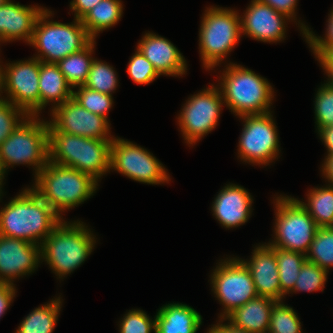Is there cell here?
Returning <instances> with one entry per match:
<instances>
[{"mask_svg": "<svg viewBox=\"0 0 333 333\" xmlns=\"http://www.w3.org/2000/svg\"><path fill=\"white\" fill-rule=\"evenodd\" d=\"M300 319L290 306L276 301L272 308L268 333H302Z\"/></svg>", "mask_w": 333, "mask_h": 333, "instance_id": "obj_32", "label": "cell"}, {"mask_svg": "<svg viewBox=\"0 0 333 333\" xmlns=\"http://www.w3.org/2000/svg\"><path fill=\"white\" fill-rule=\"evenodd\" d=\"M112 141L49 131V161L90 174L99 182L110 172Z\"/></svg>", "mask_w": 333, "mask_h": 333, "instance_id": "obj_3", "label": "cell"}, {"mask_svg": "<svg viewBox=\"0 0 333 333\" xmlns=\"http://www.w3.org/2000/svg\"><path fill=\"white\" fill-rule=\"evenodd\" d=\"M244 121L239 139L238 154L241 161L269 165L278 158L279 138L272 112L240 116Z\"/></svg>", "mask_w": 333, "mask_h": 333, "instance_id": "obj_11", "label": "cell"}, {"mask_svg": "<svg viewBox=\"0 0 333 333\" xmlns=\"http://www.w3.org/2000/svg\"><path fill=\"white\" fill-rule=\"evenodd\" d=\"M323 70H325V73L328 76L327 84L330 86H333V65H321Z\"/></svg>", "mask_w": 333, "mask_h": 333, "instance_id": "obj_47", "label": "cell"}, {"mask_svg": "<svg viewBox=\"0 0 333 333\" xmlns=\"http://www.w3.org/2000/svg\"><path fill=\"white\" fill-rule=\"evenodd\" d=\"M126 71L137 84H149L160 76L153 64L138 49L129 60Z\"/></svg>", "mask_w": 333, "mask_h": 333, "instance_id": "obj_37", "label": "cell"}, {"mask_svg": "<svg viewBox=\"0 0 333 333\" xmlns=\"http://www.w3.org/2000/svg\"><path fill=\"white\" fill-rule=\"evenodd\" d=\"M306 260L317 264L325 271L333 267V227H320L306 254Z\"/></svg>", "mask_w": 333, "mask_h": 333, "instance_id": "obj_30", "label": "cell"}, {"mask_svg": "<svg viewBox=\"0 0 333 333\" xmlns=\"http://www.w3.org/2000/svg\"><path fill=\"white\" fill-rule=\"evenodd\" d=\"M44 10L7 0L0 6V43L23 39L29 44L36 21Z\"/></svg>", "mask_w": 333, "mask_h": 333, "instance_id": "obj_20", "label": "cell"}, {"mask_svg": "<svg viewBox=\"0 0 333 333\" xmlns=\"http://www.w3.org/2000/svg\"><path fill=\"white\" fill-rule=\"evenodd\" d=\"M77 87L78 90L73 91V98L88 111L108 119L107 113L113 105L112 95L94 91L83 85Z\"/></svg>", "mask_w": 333, "mask_h": 333, "instance_id": "obj_33", "label": "cell"}, {"mask_svg": "<svg viewBox=\"0 0 333 333\" xmlns=\"http://www.w3.org/2000/svg\"><path fill=\"white\" fill-rule=\"evenodd\" d=\"M243 14L240 16L241 34L269 43L285 39V20H291L286 15L259 0H251Z\"/></svg>", "mask_w": 333, "mask_h": 333, "instance_id": "obj_17", "label": "cell"}, {"mask_svg": "<svg viewBox=\"0 0 333 333\" xmlns=\"http://www.w3.org/2000/svg\"><path fill=\"white\" fill-rule=\"evenodd\" d=\"M49 131H59L91 139L113 140L109 120L82 107L73 97L51 109ZM111 137H110V136Z\"/></svg>", "mask_w": 333, "mask_h": 333, "instance_id": "obj_15", "label": "cell"}, {"mask_svg": "<svg viewBox=\"0 0 333 333\" xmlns=\"http://www.w3.org/2000/svg\"><path fill=\"white\" fill-rule=\"evenodd\" d=\"M1 194H3V193H2V189L0 188V196H2ZM0 199H1V197H0Z\"/></svg>", "mask_w": 333, "mask_h": 333, "instance_id": "obj_51", "label": "cell"}, {"mask_svg": "<svg viewBox=\"0 0 333 333\" xmlns=\"http://www.w3.org/2000/svg\"><path fill=\"white\" fill-rule=\"evenodd\" d=\"M274 253L278 265L282 301L285 295L292 293L302 265L306 261V255L279 247H274Z\"/></svg>", "mask_w": 333, "mask_h": 333, "instance_id": "obj_28", "label": "cell"}, {"mask_svg": "<svg viewBox=\"0 0 333 333\" xmlns=\"http://www.w3.org/2000/svg\"><path fill=\"white\" fill-rule=\"evenodd\" d=\"M155 320V333H196L202 325L200 313L182 303L163 305Z\"/></svg>", "mask_w": 333, "mask_h": 333, "instance_id": "obj_22", "label": "cell"}, {"mask_svg": "<svg viewBox=\"0 0 333 333\" xmlns=\"http://www.w3.org/2000/svg\"><path fill=\"white\" fill-rule=\"evenodd\" d=\"M212 204L217 221L228 229L245 224L252 213L253 198L242 186L226 184Z\"/></svg>", "mask_w": 333, "mask_h": 333, "instance_id": "obj_19", "label": "cell"}, {"mask_svg": "<svg viewBox=\"0 0 333 333\" xmlns=\"http://www.w3.org/2000/svg\"><path fill=\"white\" fill-rule=\"evenodd\" d=\"M32 189L60 216L89 199L98 181L90 174L64 167L50 161L35 177Z\"/></svg>", "mask_w": 333, "mask_h": 333, "instance_id": "obj_2", "label": "cell"}, {"mask_svg": "<svg viewBox=\"0 0 333 333\" xmlns=\"http://www.w3.org/2000/svg\"><path fill=\"white\" fill-rule=\"evenodd\" d=\"M241 36L237 11L222 7H208L199 30V52L206 69L219 66L233 50Z\"/></svg>", "mask_w": 333, "mask_h": 333, "instance_id": "obj_8", "label": "cell"}, {"mask_svg": "<svg viewBox=\"0 0 333 333\" xmlns=\"http://www.w3.org/2000/svg\"><path fill=\"white\" fill-rule=\"evenodd\" d=\"M0 63H1V62H0ZM0 92L3 93V92L1 91V64H0ZM1 93H0V96L2 95ZM1 98H2V96L0 97V99H1Z\"/></svg>", "mask_w": 333, "mask_h": 333, "instance_id": "obj_49", "label": "cell"}, {"mask_svg": "<svg viewBox=\"0 0 333 333\" xmlns=\"http://www.w3.org/2000/svg\"><path fill=\"white\" fill-rule=\"evenodd\" d=\"M308 203L301 204L320 227H333V186L313 188L307 194Z\"/></svg>", "mask_w": 333, "mask_h": 333, "instance_id": "obj_29", "label": "cell"}, {"mask_svg": "<svg viewBox=\"0 0 333 333\" xmlns=\"http://www.w3.org/2000/svg\"><path fill=\"white\" fill-rule=\"evenodd\" d=\"M61 301L62 298L58 297L35 308L23 319L15 333H52L61 311Z\"/></svg>", "mask_w": 333, "mask_h": 333, "instance_id": "obj_26", "label": "cell"}, {"mask_svg": "<svg viewBox=\"0 0 333 333\" xmlns=\"http://www.w3.org/2000/svg\"><path fill=\"white\" fill-rule=\"evenodd\" d=\"M317 60L321 65H333V47L328 48Z\"/></svg>", "mask_w": 333, "mask_h": 333, "instance_id": "obj_46", "label": "cell"}, {"mask_svg": "<svg viewBox=\"0 0 333 333\" xmlns=\"http://www.w3.org/2000/svg\"><path fill=\"white\" fill-rule=\"evenodd\" d=\"M223 104L222 93L215 85L208 86L186 101L178 116L185 143L193 146L217 126Z\"/></svg>", "mask_w": 333, "mask_h": 333, "instance_id": "obj_13", "label": "cell"}, {"mask_svg": "<svg viewBox=\"0 0 333 333\" xmlns=\"http://www.w3.org/2000/svg\"><path fill=\"white\" fill-rule=\"evenodd\" d=\"M27 116L28 114L23 109L6 99H0V144Z\"/></svg>", "mask_w": 333, "mask_h": 333, "instance_id": "obj_36", "label": "cell"}, {"mask_svg": "<svg viewBox=\"0 0 333 333\" xmlns=\"http://www.w3.org/2000/svg\"><path fill=\"white\" fill-rule=\"evenodd\" d=\"M240 260L249 269L258 296L281 301V286L274 247L260 244L254 247L250 260Z\"/></svg>", "mask_w": 333, "mask_h": 333, "instance_id": "obj_18", "label": "cell"}, {"mask_svg": "<svg viewBox=\"0 0 333 333\" xmlns=\"http://www.w3.org/2000/svg\"><path fill=\"white\" fill-rule=\"evenodd\" d=\"M16 288L14 284L0 283V318L10 307L15 297Z\"/></svg>", "mask_w": 333, "mask_h": 333, "instance_id": "obj_41", "label": "cell"}, {"mask_svg": "<svg viewBox=\"0 0 333 333\" xmlns=\"http://www.w3.org/2000/svg\"><path fill=\"white\" fill-rule=\"evenodd\" d=\"M83 86L100 93L112 95L118 86L117 73L112 66L94 58Z\"/></svg>", "mask_w": 333, "mask_h": 333, "instance_id": "obj_31", "label": "cell"}, {"mask_svg": "<svg viewBox=\"0 0 333 333\" xmlns=\"http://www.w3.org/2000/svg\"><path fill=\"white\" fill-rule=\"evenodd\" d=\"M62 220L32 188H26L1 208L0 235L41 245Z\"/></svg>", "mask_w": 333, "mask_h": 333, "instance_id": "obj_1", "label": "cell"}, {"mask_svg": "<svg viewBox=\"0 0 333 333\" xmlns=\"http://www.w3.org/2000/svg\"><path fill=\"white\" fill-rule=\"evenodd\" d=\"M260 2L269 5L277 12L286 15L291 20H296V6L298 0H259Z\"/></svg>", "mask_w": 333, "mask_h": 333, "instance_id": "obj_40", "label": "cell"}, {"mask_svg": "<svg viewBox=\"0 0 333 333\" xmlns=\"http://www.w3.org/2000/svg\"><path fill=\"white\" fill-rule=\"evenodd\" d=\"M274 240L270 246L307 254L319 228L300 200L289 196L275 199Z\"/></svg>", "mask_w": 333, "mask_h": 333, "instance_id": "obj_9", "label": "cell"}, {"mask_svg": "<svg viewBox=\"0 0 333 333\" xmlns=\"http://www.w3.org/2000/svg\"><path fill=\"white\" fill-rule=\"evenodd\" d=\"M1 65V91H5L6 99L23 109L28 115H39L40 92L39 73L40 60L31 58Z\"/></svg>", "mask_w": 333, "mask_h": 333, "instance_id": "obj_14", "label": "cell"}, {"mask_svg": "<svg viewBox=\"0 0 333 333\" xmlns=\"http://www.w3.org/2000/svg\"><path fill=\"white\" fill-rule=\"evenodd\" d=\"M28 115L0 144V165L5 173L10 166H34L35 177L49 161L48 121Z\"/></svg>", "mask_w": 333, "mask_h": 333, "instance_id": "obj_6", "label": "cell"}, {"mask_svg": "<svg viewBox=\"0 0 333 333\" xmlns=\"http://www.w3.org/2000/svg\"><path fill=\"white\" fill-rule=\"evenodd\" d=\"M95 43V40H92L84 49L70 54L56 63L72 88L84 85L86 82L94 60L91 55Z\"/></svg>", "mask_w": 333, "mask_h": 333, "instance_id": "obj_27", "label": "cell"}, {"mask_svg": "<svg viewBox=\"0 0 333 333\" xmlns=\"http://www.w3.org/2000/svg\"><path fill=\"white\" fill-rule=\"evenodd\" d=\"M101 0H72L70 9L74 12L76 19H81L88 11L100 3Z\"/></svg>", "mask_w": 333, "mask_h": 333, "instance_id": "obj_42", "label": "cell"}, {"mask_svg": "<svg viewBox=\"0 0 333 333\" xmlns=\"http://www.w3.org/2000/svg\"><path fill=\"white\" fill-rule=\"evenodd\" d=\"M41 258V245L0 235V283L14 284L17 277L36 270Z\"/></svg>", "mask_w": 333, "mask_h": 333, "instance_id": "obj_16", "label": "cell"}, {"mask_svg": "<svg viewBox=\"0 0 333 333\" xmlns=\"http://www.w3.org/2000/svg\"><path fill=\"white\" fill-rule=\"evenodd\" d=\"M4 175H5V171H4L3 167H0V188H2V186H3V179H5Z\"/></svg>", "mask_w": 333, "mask_h": 333, "instance_id": "obj_48", "label": "cell"}, {"mask_svg": "<svg viewBox=\"0 0 333 333\" xmlns=\"http://www.w3.org/2000/svg\"><path fill=\"white\" fill-rule=\"evenodd\" d=\"M52 11L45 9L38 17L30 45L37 48L34 56L45 63H58L70 54L84 49L93 39L80 19L70 24L49 21ZM40 53V54H39Z\"/></svg>", "mask_w": 333, "mask_h": 333, "instance_id": "obj_7", "label": "cell"}, {"mask_svg": "<svg viewBox=\"0 0 333 333\" xmlns=\"http://www.w3.org/2000/svg\"><path fill=\"white\" fill-rule=\"evenodd\" d=\"M322 174L330 183L328 185L333 186V155H327L325 157V161L322 164Z\"/></svg>", "mask_w": 333, "mask_h": 333, "instance_id": "obj_45", "label": "cell"}, {"mask_svg": "<svg viewBox=\"0 0 333 333\" xmlns=\"http://www.w3.org/2000/svg\"><path fill=\"white\" fill-rule=\"evenodd\" d=\"M317 132L327 148V155H333V125L322 127Z\"/></svg>", "mask_w": 333, "mask_h": 333, "instance_id": "obj_44", "label": "cell"}, {"mask_svg": "<svg viewBox=\"0 0 333 333\" xmlns=\"http://www.w3.org/2000/svg\"><path fill=\"white\" fill-rule=\"evenodd\" d=\"M219 323L214 324L213 327L209 328L207 333H251L242 328L234 326L232 323L227 322L228 324H223L222 322L225 318L220 317Z\"/></svg>", "mask_w": 333, "mask_h": 333, "instance_id": "obj_43", "label": "cell"}, {"mask_svg": "<svg viewBox=\"0 0 333 333\" xmlns=\"http://www.w3.org/2000/svg\"><path fill=\"white\" fill-rule=\"evenodd\" d=\"M220 91L231 112L243 115L271 112L274 90L268 80L251 69L229 63L220 77Z\"/></svg>", "mask_w": 333, "mask_h": 333, "instance_id": "obj_4", "label": "cell"}, {"mask_svg": "<svg viewBox=\"0 0 333 333\" xmlns=\"http://www.w3.org/2000/svg\"><path fill=\"white\" fill-rule=\"evenodd\" d=\"M300 31L303 33L304 38L309 46L311 47L312 52L314 53L315 57L318 59L328 48L333 47V9H331L330 14L328 16L327 21V29L324 38L316 36L308 26L304 23H300Z\"/></svg>", "mask_w": 333, "mask_h": 333, "instance_id": "obj_39", "label": "cell"}, {"mask_svg": "<svg viewBox=\"0 0 333 333\" xmlns=\"http://www.w3.org/2000/svg\"><path fill=\"white\" fill-rule=\"evenodd\" d=\"M155 317L152 320L147 313L140 309L127 312L120 321V333H151L155 331Z\"/></svg>", "mask_w": 333, "mask_h": 333, "instance_id": "obj_38", "label": "cell"}, {"mask_svg": "<svg viewBox=\"0 0 333 333\" xmlns=\"http://www.w3.org/2000/svg\"><path fill=\"white\" fill-rule=\"evenodd\" d=\"M276 301L258 296L225 317L234 326L251 333H268L271 308Z\"/></svg>", "mask_w": 333, "mask_h": 333, "instance_id": "obj_23", "label": "cell"}, {"mask_svg": "<svg viewBox=\"0 0 333 333\" xmlns=\"http://www.w3.org/2000/svg\"><path fill=\"white\" fill-rule=\"evenodd\" d=\"M327 273L317 264L306 260L302 265L292 292L307 291L310 293L312 291H323L327 281Z\"/></svg>", "mask_w": 333, "mask_h": 333, "instance_id": "obj_34", "label": "cell"}, {"mask_svg": "<svg viewBox=\"0 0 333 333\" xmlns=\"http://www.w3.org/2000/svg\"><path fill=\"white\" fill-rule=\"evenodd\" d=\"M122 13L123 5L121 0H101L80 20L88 35L95 40L99 32L117 24L122 17Z\"/></svg>", "mask_w": 333, "mask_h": 333, "instance_id": "obj_25", "label": "cell"}, {"mask_svg": "<svg viewBox=\"0 0 333 333\" xmlns=\"http://www.w3.org/2000/svg\"><path fill=\"white\" fill-rule=\"evenodd\" d=\"M211 284L215 297L224 306L219 318L258 297L250 271L239 257L221 260L211 274Z\"/></svg>", "mask_w": 333, "mask_h": 333, "instance_id": "obj_10", "label": "cell"}, {"mask_svg": "<svg viewBox=\"0 0 333 333\" xmlns=\"http://www.w3.org/2000/svg\"><path fill=\"white\" fill-rule=\"evenodd\" d=\"M315 119L317 131L333 125V86L324 83L315 95Z\"/></svg>", "mask_w": 333, "mask_h": 333, "instance_id": "obj_35", "label": "cell"}, {"mask_svg": "<svg viewBox=\"0 0 333 333\" xmlns=\"http://www.w3.org/2000/svg\"><path fill=\"white\" fill-rule=\"evenodd\" d=\"M7 0H0V6L3 5Z\"/></svg>", "mask_w": 333, "mask_h": 333, "instance_id": "obj_50", "label": "cell"}, {"mask_svg": "<svg viewBox=\"0 0 333 333\" xmlns=\"http://www.w3.org/2000/svg\"><path fill=\"white\" fill-rule=\"evenodd\" d=\"M72 89L57 64L40 61V112L49 102H54L53 108H56L71 99L74 91Z\"/></svg>", "mask_w": 333, "mask_h": 333, "instance_id": "obj_24", "label": "cell"}, {"mask_svg": "<svg viewBox=\"0 0 333 333\" xmlns=\"http://www.w3.org/2000/svg\"><path fill=\"white\" fill-rule=\"evenodd\" d=\"M110 169L140 183L156 185L170 181L167 170L153 154L119 137L111 143Z\"/></svg>", "mask_w": 333, "mask_h": 333, "instance_id": "obj_12", "label": "cell"}, {"mask_svg": "<svg viewBox=\"0 0 333 333\" xmlns=\"http://www.w3.org/2000/svg\"><path fill=\"white\" fill-rule=\"evenodd\" d=\"M137 49L153 64L159 75L182 76L187 62L182 53L168 39L152 32L146 33Z\"/></svg>", "mask_w": 333, "mask_h": 333, "instance_id": "obj_21", "label": "cell"}, {"mask_svg": "<svg viewBox=\"0 0 333 333\" xmlns=\"http://www.w3.org/2000/svg\"><path fill=\"white\" fill-rule=\"evenodd\" d=\"M95 237L83 222L62 220L42 242L41 258L62 279L88 258L95 247Z\"/></svg>", "mask_w": 333, "mask_h": 333, "instance_id": "obj_5", "label": "cell"}]
</instances>
